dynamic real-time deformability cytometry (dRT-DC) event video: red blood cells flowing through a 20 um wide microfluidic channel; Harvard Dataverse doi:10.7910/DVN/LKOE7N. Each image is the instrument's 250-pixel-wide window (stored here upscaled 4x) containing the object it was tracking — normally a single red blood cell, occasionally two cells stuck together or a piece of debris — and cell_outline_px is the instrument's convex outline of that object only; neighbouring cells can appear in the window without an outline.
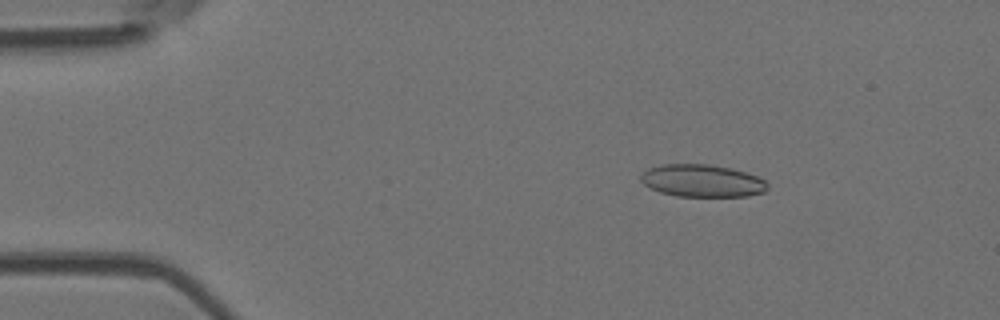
{"species": "Egyptian fruit bat (a non-hibernating species)", "species_latin": "Rousettus aegyptiacus", "temperature_condition": "room temperature", "stored_images_in_passage": 54, "camera_frame_rate_fps": 3000, "um_per_image_px": 0.085, "animal": {"sex": "female"}, "frame": {"image": 1, "passage_image": 9, "time_ms": 2.667, "image_size_px": [1000, 320], "cell_outline_px": [[768, 188], [764, 192], [748, 196], [676, 196], [660, 192], [644, 184], [640, 180], [640, 176], [648, 168], [664, 164], [708, 164], [732, 168], [756, 176], [764, 180], [768, 184]], "centroid_in_image_um": [59.69, 15.36], "position_along_channel_um": 25.3, "area_um2": 23.87}}
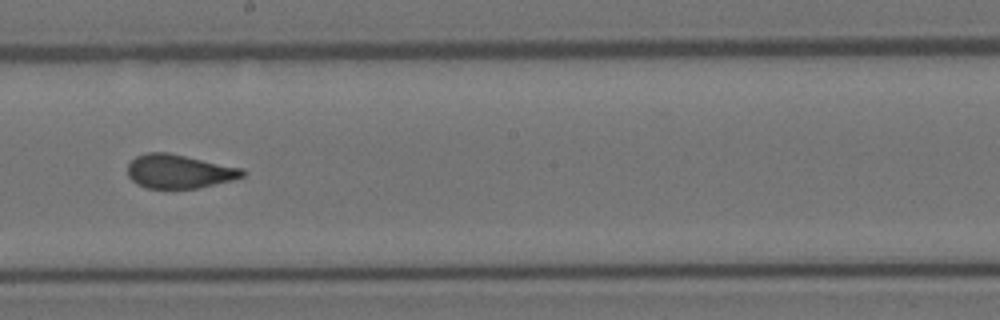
{"frame": {"image": 2, "passage_image": 31, "time_ms": 10.0, "image_size_px": [1000, 320], "cell_outline_px": [[244, 176], [232, 180], [196, 188], [148, 188], [136, 184], [128, 176], [128, 164], [136, 156], [148, 152], [168, 152], [244, 168]], "centroid_in_image_um": [15.22, 14.56], "position_along_channel_um": 233.0, "area_um2": 22.6}}
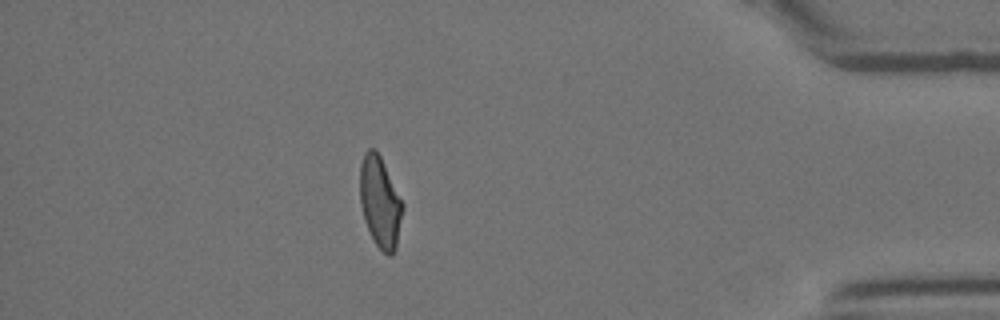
{"frame": {"image": 3, "passage_image": 48, "time_ms": 15.667, "image_size_px": [1000, 320], "cell_outline_px": [[404, 208], [396, 248], [392, 256], [388, 256], [376, 244], [364, 220], [360, 204], [360, 164], [364, 152], [368, 148], [372, 148], [380, 156], [404, 204]], "centroid_in_image_um": [32.31, 17.19], "position_along_channel_um": 402.9, "area_um2": 22.6}, "authors_computed_cell_mechanics": {"area_um2": 23.3801, "velocity_mm_per_s": 3.7626, "shape_relaxation_time_tau1_ms": 10.4126, "shape_relaxation_time_tau2_ms": 0.835, "deformation_change_tau1": 0.2392, "deformation_change_tau2": 0.0643}}